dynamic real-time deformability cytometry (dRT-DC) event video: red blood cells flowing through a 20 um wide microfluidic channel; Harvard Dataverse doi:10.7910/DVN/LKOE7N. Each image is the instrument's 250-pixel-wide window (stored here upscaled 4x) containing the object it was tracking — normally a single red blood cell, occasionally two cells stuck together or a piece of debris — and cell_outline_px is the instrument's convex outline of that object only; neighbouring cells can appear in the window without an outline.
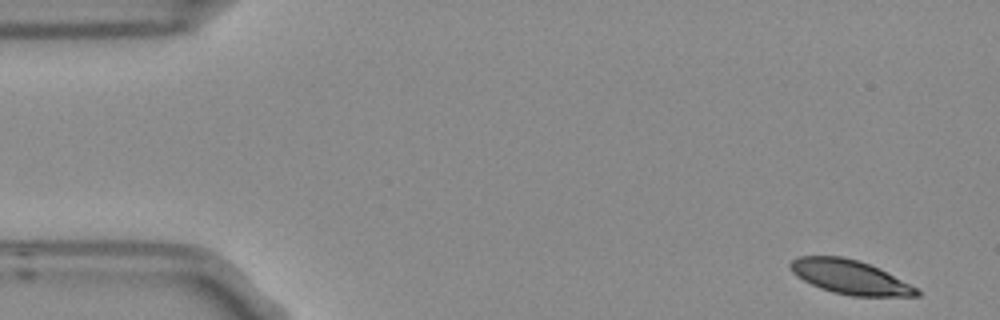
{"species": "Egyptian fruit bat (a non-hibernating species)", "species_latin": "Rousettus aegyptiacus", "temperature_condition": "room temperature", "stored_images_in_passage": 5, "camera_frame_rate_fps": 3000, "um_per_image_px": 0.085, "frame": {"image": 1, "passage_image": 1, "time_ms": 0.0, "image_size_px": [1000, 320], "cell_outline_px": [[920, 296], [852, 296], [832, 292], [820, 288], [796, 276], [792, 272], [788, 264], [792, 260], [800, 256], [840, 256], [860, 260], [880, 268], [916, 288], [920, 292]], "centroid_in_image_um": [72.23, 23.54], "position_along_channel_um": 12.8, "area_um2": 25.03}}